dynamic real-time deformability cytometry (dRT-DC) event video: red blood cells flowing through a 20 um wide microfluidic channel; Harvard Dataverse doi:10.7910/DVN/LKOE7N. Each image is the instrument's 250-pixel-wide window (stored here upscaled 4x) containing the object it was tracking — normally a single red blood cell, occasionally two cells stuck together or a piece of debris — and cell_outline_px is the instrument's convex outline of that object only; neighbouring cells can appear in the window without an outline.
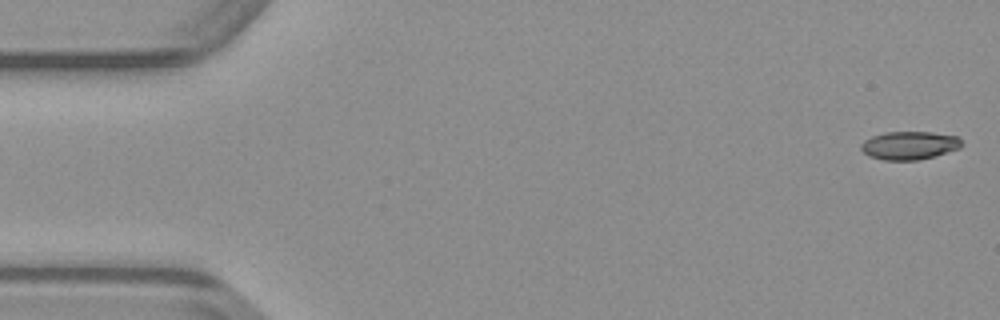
{"species": "common noctule bat (a hibernating species)", "species_latin": "Nyctalus noctula", "temperature_condition": "warm", "stored_images_in_passage": 13, "camera_frame_rate_fps": 3000, "um_per_image_px": 0.085, "animal": {"sex": "male", "body_mass_g": 23.1, "forearm_length_mm": 52.7}, "frame": {"image": 1, "passage_image": 1, "time_ms": 0.0, "image_size_px": [1000, 320], "cell_outline_px": [[964, 144], [960, 148], [932, 156], [916, 160], [884, 160], [868, 156], [860, 148], [860, 144], [864, 140], [872, 136], [884, 132], [932, 132], [956, 136]], "centroid_in_image_um": [77.26, 12.35], "position_along_channel_um": 7.7, "area_um2": 16.47}}
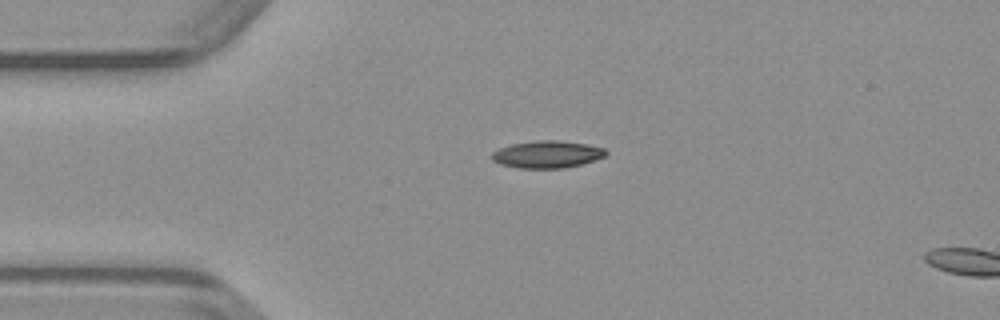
{"frame": {"image": 2, "passage_image": 11, "time_ms": 3.333, "image_size_px": [1000, 320], "cell_outline_px": [[608, 152], [604, 156], [580, 164], [564, 168], [516, 168], [500, 164], [492, 160], [492, 152], [500, 148], [512, 144], [540, 140], [556, 140], [588, 144], [604, 148]], "centroid_in_image_um": [46.49, 13.12], "position_along_channel_um": 38.5, "area_um2": 17.92}}